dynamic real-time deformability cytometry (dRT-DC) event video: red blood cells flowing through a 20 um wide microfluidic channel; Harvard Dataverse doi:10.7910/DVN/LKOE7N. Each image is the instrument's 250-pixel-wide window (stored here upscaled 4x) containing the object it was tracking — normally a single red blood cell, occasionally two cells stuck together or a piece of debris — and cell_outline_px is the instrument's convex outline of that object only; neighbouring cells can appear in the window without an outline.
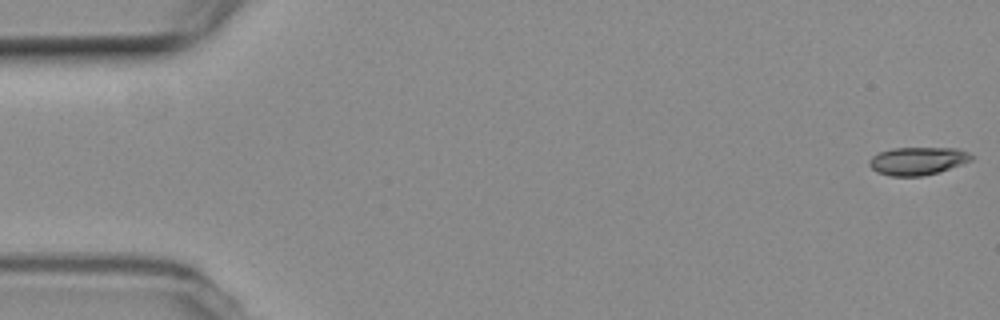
{"species": "common noctule bat (a hibernating species)", "species_latin": "Nyctalus noctula", "temperature_condition": "room temperature", "stored_images_in_passage": 7, "camera_frame_rate_fps": 3000, "um_per_image_px": 0.085, "animal": {"sex": "female", "body_mass_g": 19.3, "forearm_length_mm": 54.1}, "frame": {"image": 1, "passage_image": 1, "time_ms": 0.0, "image_size_px": [1000, 320], "cell_outline_px": [[972, 160], [940, 172], [920, 176], [888, 176], [876, 172], [868, 164], [868, 160], [872, 156], [880, 152], [892, 148], [956, 148], [968, 152], [972, 156]], "centroid_in_image_um": [77.97, 13.68], "position_along_channel_um": 7.0, "area_um2": 16.65}}
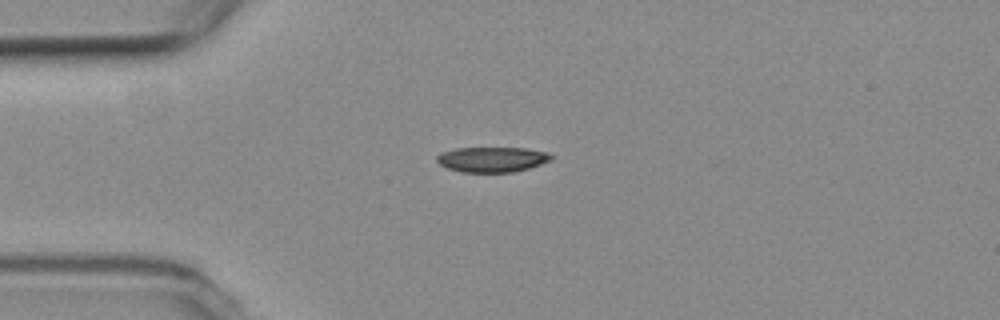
{"frame": {"image": 2, "passage_image": 5, "time_ms": 4.667, "image_size_px": [1000, 320], "cell_outline_px": [[552, 160], [528, 168], [512, 172], [460, 172], [448, 168], [440, 164], [436, 160], [436, 156], [440, 152], [456, 148], [524, 148], [548, 152], [552, 156]], "centroid_in_image_um": [41.8, 13.55], "position_along_channel_um": 43.2, "area_um2": 16.76}}
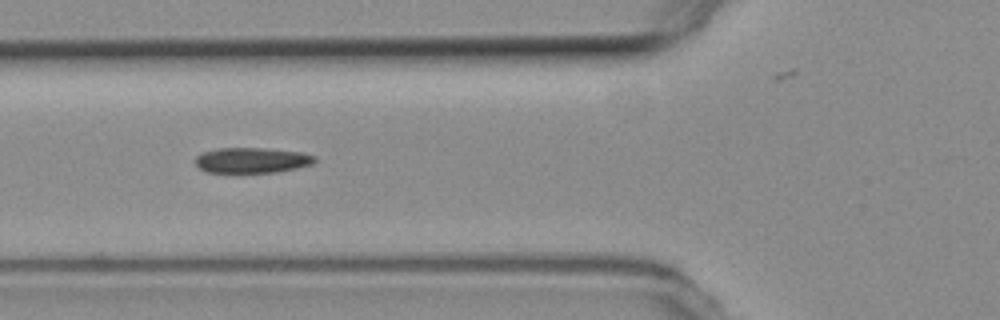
{"frame": {"image": 3, "passage_image": 7, "time_ms": 7.0, "image_size_px": [1000, 320], "cell_outline_px": [[316, 160], [312, 164], [296, 168], [276, 172], [236, 176], [204, 172], [196, 164], [196, 156], [200, 152], [220, 148], [264, 148], [300, 152], [316, 156]], "centroid_in_image_um": [21.33, 13.68], "position_along_channel_um": 104.5, "area_um2": 18.67}}